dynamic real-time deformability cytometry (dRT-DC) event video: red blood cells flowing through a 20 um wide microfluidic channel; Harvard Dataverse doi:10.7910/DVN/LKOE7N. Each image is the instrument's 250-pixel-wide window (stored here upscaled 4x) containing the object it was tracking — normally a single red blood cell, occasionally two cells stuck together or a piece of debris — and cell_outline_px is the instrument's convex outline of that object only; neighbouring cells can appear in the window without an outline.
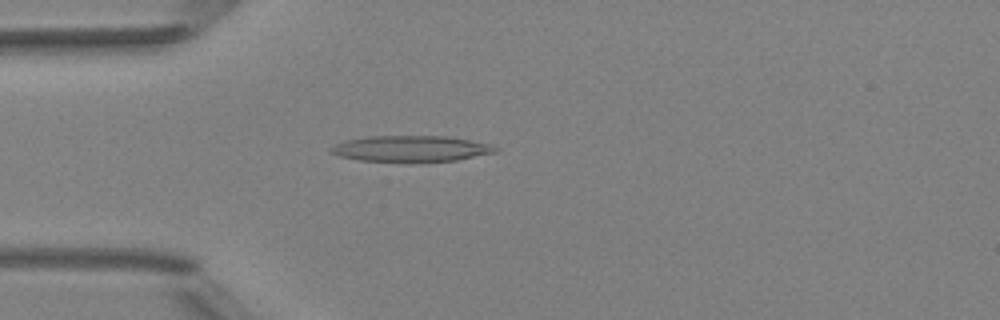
{"species": "Egyptian fruit bat (a non-hibernating species)", "species_latin": "Rousettus aegyptiacus", "temperature_condition": "room temperature", "stored_images_in_passage": 3, "camera_frame_rate_fps": 3000, "um_per_image_px": 0.085, "animal": {"sex": "female"}, "frame": {"image": 1, "passage_image": 3, "time_ms": 3.0, "image_size_px": [1000, 320], "cell_outline_px": [[500, 148], [496, 152], [456, 160], [408, 164], [404, 164], [360, 160], [340, 156], [332, 152], [328, 148], [344, 140], [368, 136], [448, 136], [492, 144]], "centroid_in_image_um": [34.94, 12.66], "position_along_channel_um": 50.1, "area_um2": 25.78}}